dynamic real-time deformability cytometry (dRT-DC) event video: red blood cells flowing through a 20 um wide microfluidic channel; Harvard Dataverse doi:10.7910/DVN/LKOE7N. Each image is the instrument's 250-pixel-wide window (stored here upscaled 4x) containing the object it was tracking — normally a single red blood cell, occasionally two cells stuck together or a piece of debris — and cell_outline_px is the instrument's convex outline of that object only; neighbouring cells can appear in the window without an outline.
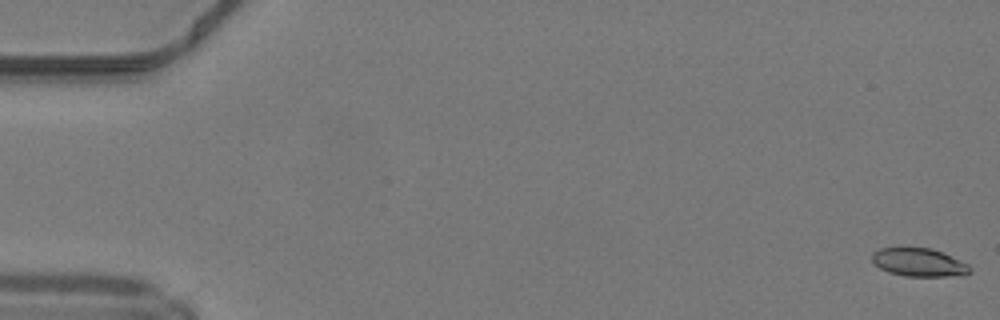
{"species": "common noctule bat (a hibernating species)", "species_latin": "Nyctalus noctula", "temperature_condition": "warm", "stored_images_in_passage": 49, "camera_frame_rate_fps": 3000, "um_per_image_px": 0.085, "animal": {"sex": "male", "body_mass_g": 19.2, "forearm_length_mm": 51.8}, "frame": {"image": 1, "passage_image": 1, "time_ms": 0.0, "image_size_px": [1000, 320], "cell_outline_px": [[972, 272], [964, 276], [904, 276], [888, 272], [880, 268], [872, 260], [872, 252], [880, 248], [900, 244], [932, 248], [968, 264], [972, 268]], "centroid_in_image_um": [78.08, 22.25], "position_along_channel_um": 6.9, "area_um2": 16.88}}
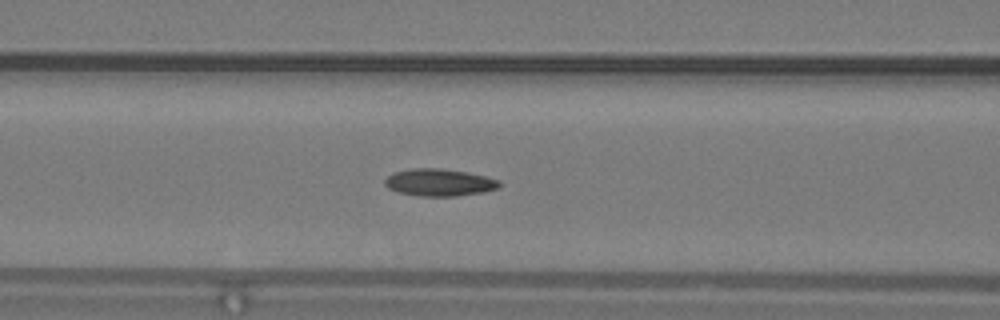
{"frame": {"image": 2, "passage_image": 21, "time_ms": 6.667, "image_size_px": [1000, 320], "cell_outline_px": [[500, 188], [484, 192], [456, 196], [420, 196], [400, 192], [388, 188], [384, 184], [384, 180], [392, 172], [412, 168], [440, 168], [468, 172], [500, 180]], "centroid_in_image_um": [37.35, 15.5], "position_along_channel_um": 129.3, "area_um2": 18.26}}
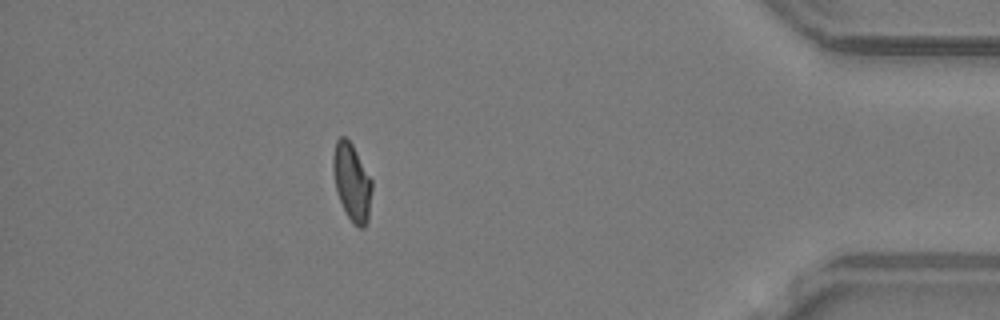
{"frame": {"image": 3, "passage_image": 44, "time_ms": 14.333, "image_size_px": [1000, 320], "cell_outline_px": [[372, 188], [368, 220], [364, 228], [360, 228], [352, 224], [340, 200], [336, 188], [332, 168], [332, 156], [336, 140], [340, 136], [344, 136], [352, 144], [372, 180]], "centroid_in_image_um": [29.91, 15.47], "position_along_channel_um": 405.3, "area_um2": 17.46}, "authors_computed_cell_mechanics": {"area_um2": 17.3978, "velocity_mm_per_s": 4.2309, "shape_relaxation_time_tau1_ms": null, "shape_relaxation_time_tau2_ms": 3.4631, "deformation_change_tau1": null, "deformation_change_tau2": 0.0921}}